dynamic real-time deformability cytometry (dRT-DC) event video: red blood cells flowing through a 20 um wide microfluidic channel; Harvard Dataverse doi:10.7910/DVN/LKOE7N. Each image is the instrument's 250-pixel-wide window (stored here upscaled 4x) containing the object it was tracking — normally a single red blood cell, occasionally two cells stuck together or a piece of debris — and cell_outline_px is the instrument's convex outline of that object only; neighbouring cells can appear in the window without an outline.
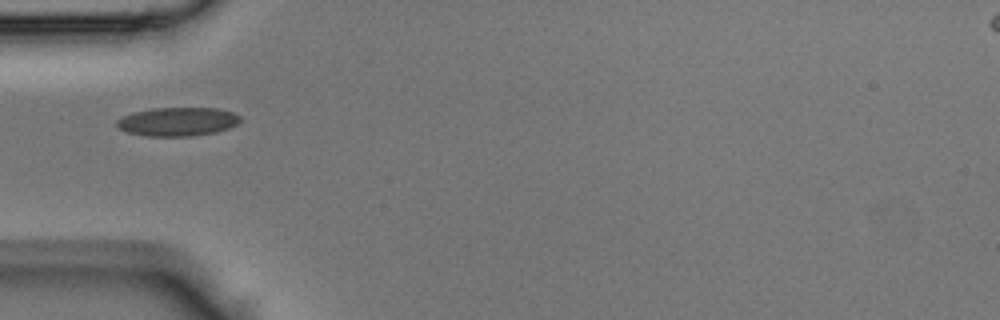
{"species": "Egyptian fruit bat (a non-hibernating species)", "species_latin": "Rousettus aegyptiacus", "temperature_condition": "room temperature", "stored_images_in_passage": 30, "camera_frame_rate_fps": 3000, "um_per_image_px": 0.085, "animal": {"sex": "male"}, "frame": {"image": 1, "passage_image": 1, "time_ms": 0.0, "image_size_px": [1000, 320], "cell_outline_px": [[240, 120], [236, 124], [228, 128], [216, 132], [192, 136], [148, 136], [128, 132], [120, 128], [116, 124], [116, 120], [132, 112], [152, 108], [216, 108], [232, 112], [240, 116]], "centroid_in_image_um": [15.09, 10.33], "position_along_channel_um": 69.9, "area_um2": 20.52}}
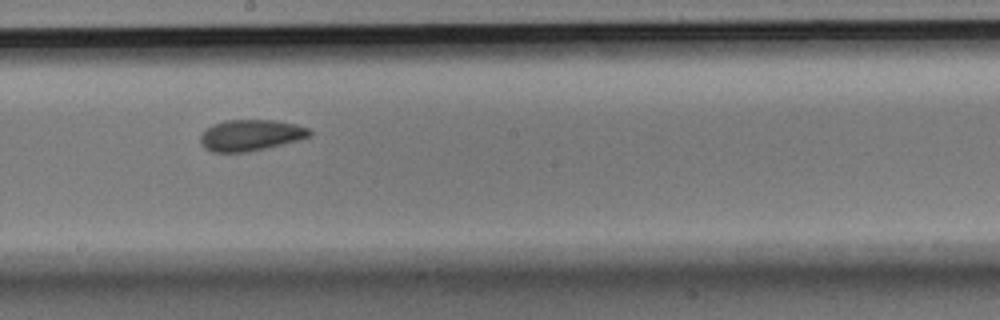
{"frame": {"image": 2, "passage_image": 11, "time_ms": 3.333, "image_size_px": [1000, 320], "cell_outline_px": [[312, 132], [308, 136], [296, 140], [248, 152], [212, 152], [204, 148], [200, 144], [200, 136], [212, 124], [224, 120], [276, 120], [296, 124], [308, 128]], "centroid_in_image_um": [21.25, 11.48], "position_along_channel_um": 226.9, "area_um2": 19.65}}
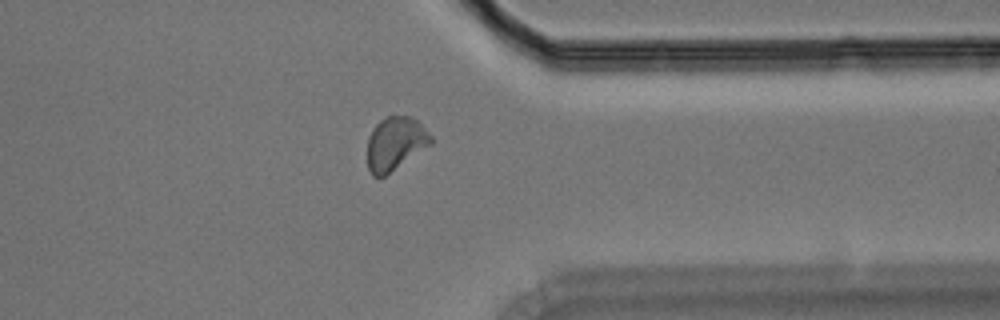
{"frame": {"image": 3, "passage_image": 21, "time_ms": 6.667, "image_size_px": [1000, 320], "cell_outline_px": [[432, 144], [384, 176], [372, 176], [368, 168], [368, 136], [372, 128], [380, 120], [388, 116], [408, 116], [416, 120], [432, 136]], "centroid_in_image_um": [33.59, 12.19], "position_along_channel_um": 377.8, "area_um2": 19.54}}